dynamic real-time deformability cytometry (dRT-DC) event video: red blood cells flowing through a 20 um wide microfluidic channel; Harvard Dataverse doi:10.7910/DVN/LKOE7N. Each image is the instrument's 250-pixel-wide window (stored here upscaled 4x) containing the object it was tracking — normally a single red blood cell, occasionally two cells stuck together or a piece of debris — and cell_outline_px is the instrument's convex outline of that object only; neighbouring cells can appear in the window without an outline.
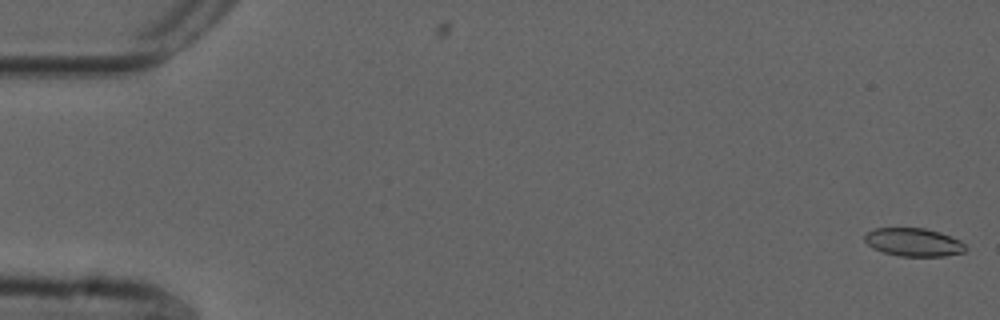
{"species": "common noctule bat (a hibernating species)", "species_latin": "Nyctalus noctula", "temperature_condition": "cold", "stored_images_in_passage": 55, "camera_frame_rate_fps": 3000, "um_per_image_px": 0.085, "animal": {"sex": "male", "forearm_length_mm": 52.5}, "frame": {"image": 1, "passage_image": 1, "time_ms": 0.0, "image_size_px": [1000, 320], "cell_outline_px": [[968, 248], [964, 252], [944, 256], [900, 256], [884, 252], [872, 248], [864, 240], [864, 236], [868, 232], [876, 228], [924, 228], [940, 232], [960, 240]], "centroid_in_image_um": [77.67, 20.59], "position_along_channel_um": 7.3, "area_um2": 16.53}}
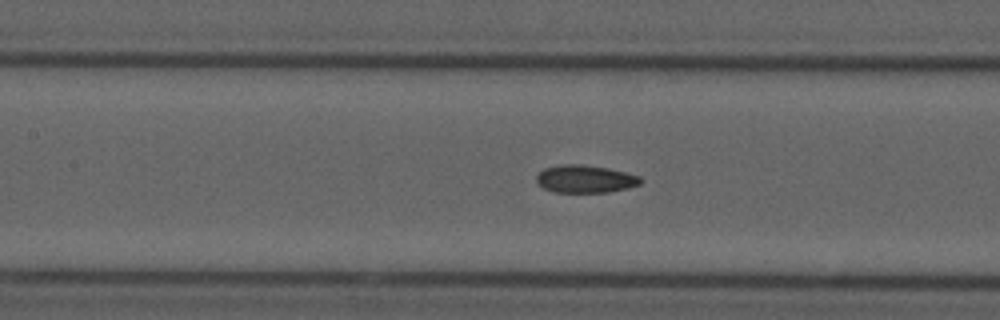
{"frame": {"image": 2, "passage_image": 25, "time_ms": 8.0, "image_size_px": [1000, 320], "cell_outline_px": [[644, 180], [640, 184], [628, 188], [608, 192], [556, 192], [544, 188], [536, 180], [536, 176], [544, 168], [560, 164], [584, 164], [608, 168], [640, 176]], "centroid_in_image_um": [49.77, 15.2], "position_along_channel_um": 157.6, "area_um2": 16.82}}
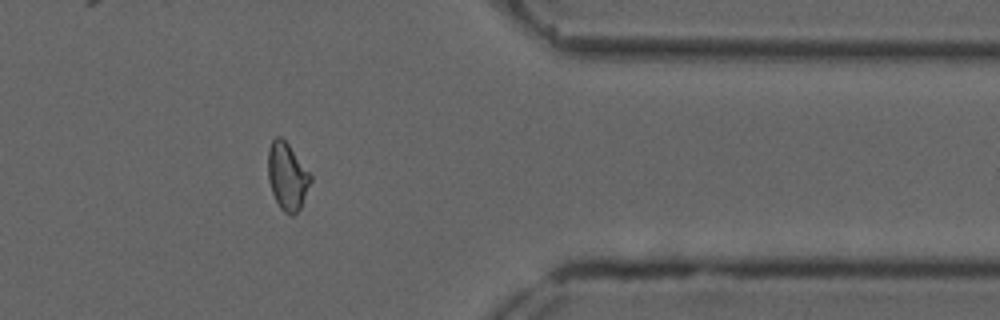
{"frame": {"image": 3, "passage_image": 45, "time_ms": 14.667, "image_size_px": [1000, 320], "cell_outline_px": [[312, 180], [300, 208], [292, 216], [284, 212], [280, 208], [272, 192], [268, 180], [268, 148], [272, 140], [276, 136], [280, 136], [288, 144], [312, 176]], "centroid_in_image_um": [24.4, 14.99], "position_along_channel_um": 387.0, "area_um2": 16.53}, "authors_computed_cell_mechanics": {"area_um2": 16.762, "velocity_mm_per_s": 3.7013, "shape_relaxation_time_tau1_ms": null, "shape_relaxation_time_tau2_ms": 1.8835, "deformation_change_tau1": null, "deformation_change_tau2": 0.0692}}